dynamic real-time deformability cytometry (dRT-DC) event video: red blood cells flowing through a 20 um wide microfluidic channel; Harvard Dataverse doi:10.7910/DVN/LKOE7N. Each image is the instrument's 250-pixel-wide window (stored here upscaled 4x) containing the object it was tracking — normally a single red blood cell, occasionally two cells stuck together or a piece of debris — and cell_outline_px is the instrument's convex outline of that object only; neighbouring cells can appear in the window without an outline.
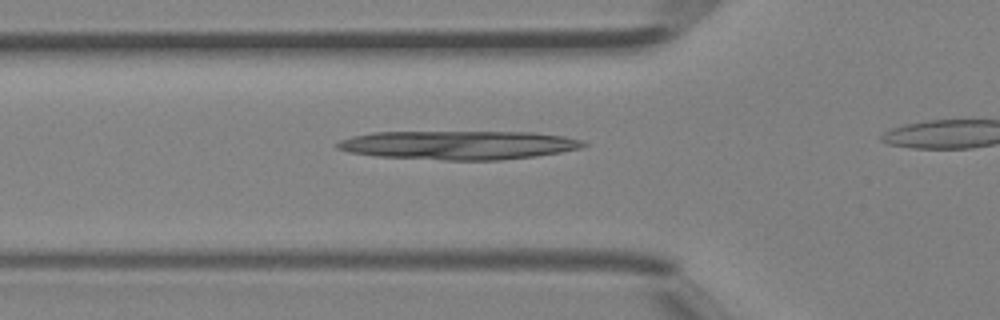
{"species": "Egyptian fruit bat (a non-hibernating species)", "species_latin": "Rousettus aegyptiacus", "temperature_condition": "room temperature", "stored_images_in_passage": 10, "camera_frame_rate_fps": 3000, "um_per_image_px": 0.085, "animal": {"sex": "female"}, "frame": {"image": 1, "passage_image": 6, "time_ms": 1.667, "image_size_px": [1000, 320], "cell_outline_px": [[588, 144], [580, 148], [560, 152], [536, 156], [500, 160], [444, 160], [376, 156], [348, 152], [336, 148], [336, 144], [340, 140], [352, 136], [372, 132], [536, 132], [564, 136], [584, 140]], "centroid_in_image_um": [38.99, 12.33], "position_along_channel_um": 86.8, "area_um2": 41.44}}
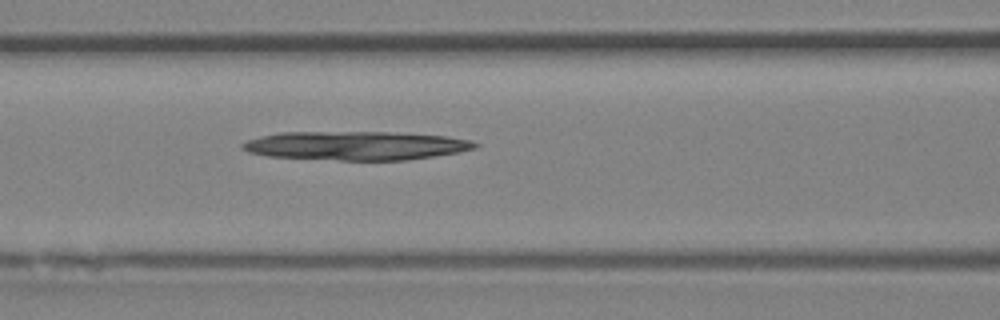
{"frame": {"image": 2, "passage_image": 9, "time_ms": 2.667, "image_size_px": [1000, 320], "cell_outline_px": [[480, 144], [476, 148], [460, 152], [408, 160], [340, 160], [268, 156], [248, 152], [240, 148], [240, 144], [244, 140], [260, 136], [280, 132], [388, 132], [444, 136], [472, 140]], "centroid_in_image_um": [30.22, 12.38], "position_along_channel_um": 136.4, "area_um2": 39.13}}